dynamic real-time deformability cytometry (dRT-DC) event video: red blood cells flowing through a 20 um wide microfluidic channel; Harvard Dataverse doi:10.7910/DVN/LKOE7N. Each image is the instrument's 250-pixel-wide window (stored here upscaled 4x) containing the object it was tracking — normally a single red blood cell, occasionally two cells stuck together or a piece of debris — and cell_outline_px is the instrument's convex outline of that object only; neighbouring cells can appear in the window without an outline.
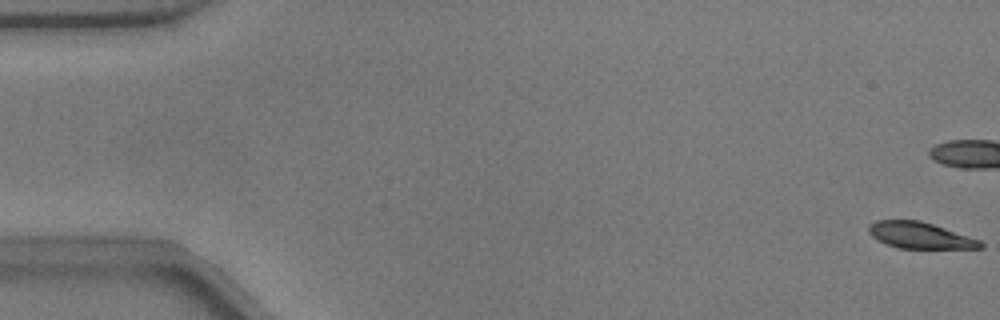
{"species": "common noctule bat (a hibernating species)", "species_latin": "Nyctalus noctula", "temperature_condition": "warm", "stored_images_in_passage": 12, "camera_frame_rate_fps": 3000, "um_per_image_px": 0.085, "animal": {"sex": "male", "body_mass_g": 17.9}, "frame": {"image": 1, "passage_image": 1, "time_ms": 0.0, "image_size_px": [1000, 320], "cell_outline_px": [[984, 248], [896, 248], [872, 236], [868, 232], [868, 224], [876, 220], [920, 220], [980, 240], [984, 244]], "centroid_in_image_um": [78.18, 20.0], "position_along_channel_um": 6.8, "area_um2": 16.94}}